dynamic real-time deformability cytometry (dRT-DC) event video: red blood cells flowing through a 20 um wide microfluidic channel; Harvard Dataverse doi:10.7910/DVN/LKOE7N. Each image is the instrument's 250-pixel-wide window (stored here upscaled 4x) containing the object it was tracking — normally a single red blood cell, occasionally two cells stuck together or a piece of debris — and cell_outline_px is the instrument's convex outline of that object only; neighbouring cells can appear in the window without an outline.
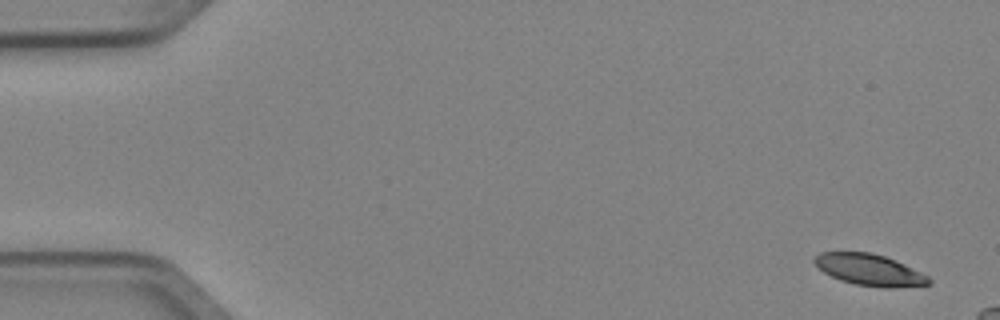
{"species": "Egyptian fruit bat (a non-hibernating species)", "species_latin": "Rousettus aegyptiacus", "temperature_condition": "cold", "stored_images_in_passage": 4, "camera_frame_rate_fps": 3000, "um_per_image_px": 0.085, "animal": {"sex": "female"}, "frame": {"image": 1, "passage_image": 1, "time_ms": 0.0, "image_size_px": [1000, 320], "cell_outline_px": [[932, 284], [888, 288], [884, 288], [856, 284], [840, 280], [824, 272], [812, 260], [820, 252], [872, 252], [896, 260], [928, 276], [932, 280]], "centroid_in_image_um": [73.93, 22.93], "position_along_channel_um": 11.1, "area_um2": 20.81}}